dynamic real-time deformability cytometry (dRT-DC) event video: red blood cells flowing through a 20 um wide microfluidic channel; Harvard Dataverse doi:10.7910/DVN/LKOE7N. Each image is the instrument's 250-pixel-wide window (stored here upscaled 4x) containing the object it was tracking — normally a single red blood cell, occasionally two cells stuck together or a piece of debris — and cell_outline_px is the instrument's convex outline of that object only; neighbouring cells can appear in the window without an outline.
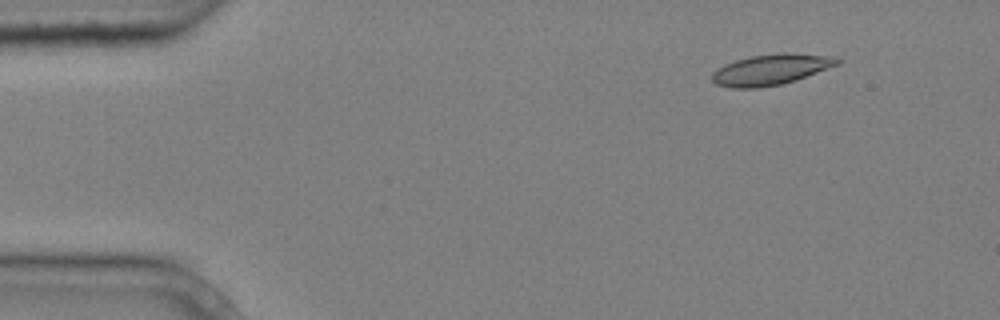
{"species": "common noctule bat (a hibernating species)", "species_latin": "Nyctalus noctula", "temperature_condition": "cold", "stored_images_in_passage": 3, "camera_frame_rate_fps": 3000, "um_per_image_px": 0.085, "animal": {"sex": "male", "body_mass_g": 20.4}, "frame": {"image": 1, "passage_image": 1, "time_ms": 0.0, "image_size_px": [1000, 320], "cell_outline_px": [[844, 60], [840, 64], [796, 80], [780, 84], [756, 88], [732, 88], [716, 84], [712, 80], [712, 72], [716, 68], [724, 64], [736, 60], [752, 56], [780, 52], [784, 52], [836, 56]], "centroid_in_image_um": [65.57, 5.9], "position_along_channel_um": 19.4, "area_um2": 22.66}}